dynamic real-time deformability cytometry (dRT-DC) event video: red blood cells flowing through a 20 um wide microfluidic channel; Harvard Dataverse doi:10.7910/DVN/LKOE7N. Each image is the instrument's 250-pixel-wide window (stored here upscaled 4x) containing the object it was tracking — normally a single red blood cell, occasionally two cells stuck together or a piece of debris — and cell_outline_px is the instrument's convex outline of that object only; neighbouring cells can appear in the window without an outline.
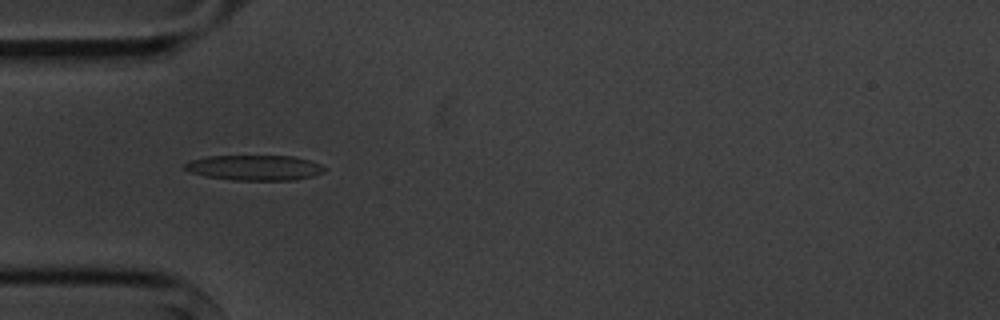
{"species": "common noctule bat (a hibernating species)", "species_latin": "Nyctalus noctula", "temperature_condition": "cold", "stored_images_in_passage": 14, "camera_frame_rate_fps": 3000, "um_per_image_px": 0.085, "animal": {"sex": "male", "body_mass_g": 20.1, "forearm_length_mm": 53.5}, "frame": {"image": 1, "passage_image": 4, "time_ms": 4.333, "image_size_px": [1000, 320], "cell_outline_px": [[328, 168], [324, 172], [312, 176], [296, 180], [232, 180], [204, 176], [188, 172], [184, 168], [184, 164], [192, 160], [208, 156], [292, 156], [308, 160], [320, 164]], "centroid_in_image_um": [21.64, 14.26], "position_along_channel_um": 63.4, "area_um2": 20.63}}
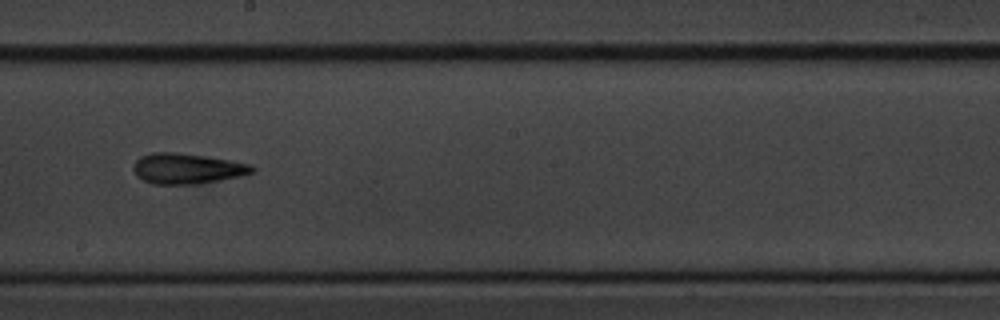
{"frame": {"image": 2, "passage_image": 8, "time_ms": 9.0, "image_size_px": [1000, 320], "cell_outline_px": [[256, 172], [240, 176], [200, 184], [152, 184], [136, 176], [132, 168], [136, 160], [140, 156], [152, 152], [176, 152], [204, 156], [228, 160], [248, 164], [256, 168]], "centroid_in_image_um": [15.88, 14.33], "position_along_channel_um": 232.3, "area_um2": 21.15}}
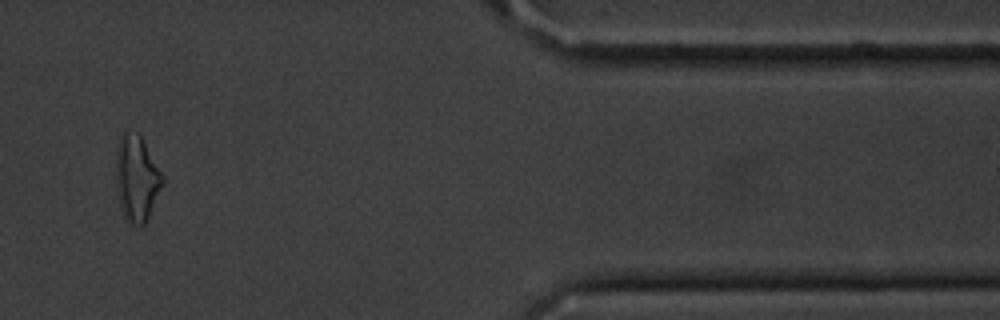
{"frame": {"image": 3, "passage_image": 12, "time_ms": 14.667, "image_size_px": [1000, 320], "cell_outline_px": [[164, 184], [144, 224], [140, 228], [128, 224], [124, 220], [116, 188], [116, 148], [120, 136], [124, 132], [140, 132], [164, 180]], "centroid_in_image_um": [11.59, 15.18], "position_along_channel_um": 399.8, "area_um2": 23.52}, "authors_computed_cell_mechanics": {"area_um2": 20.4612, "velocity_mm_per_s": 3.6114, "shape_relaxation_time_tau1_ms": 1.5531, "shape_relaxation_time_tau2_ms": null, "deformation_change_tau1": 0.1022, "deformation_change_tau2": null}}